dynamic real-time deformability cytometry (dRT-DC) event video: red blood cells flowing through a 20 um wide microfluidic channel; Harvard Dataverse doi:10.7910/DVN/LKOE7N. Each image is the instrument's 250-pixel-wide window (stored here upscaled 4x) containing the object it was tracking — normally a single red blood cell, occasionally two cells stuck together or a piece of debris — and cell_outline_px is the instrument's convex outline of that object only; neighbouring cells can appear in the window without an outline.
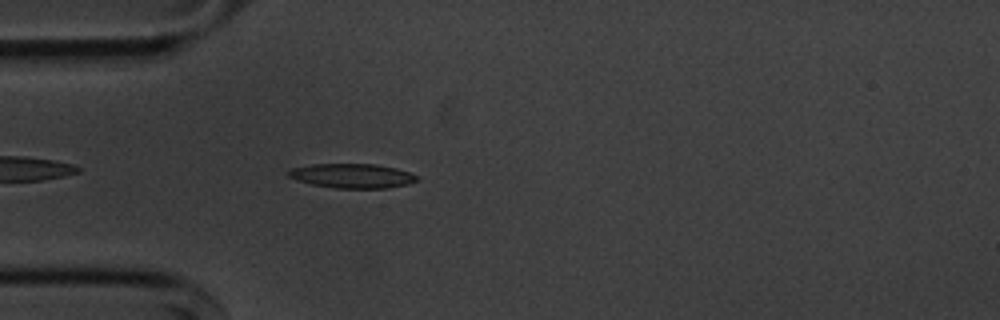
{"species": "common noctule bat (a hibernating species)", "species_latin": "Nyctalus noctula", "temperature_condition": "cold", "stored_images_in_passage": 42, "camera_frame_rate_fps": 3000, "um_per_image_px": 0.085, "animal": {"sex": "male", "body_mass_g": 20.1, "forearm_length_mm": 53.5}, "frame": {"image": 1, "passage_image": 3, "time_ms": 0.667, "image_size_px": [1000, 320], "cell_outline_px": [[416, 180], [408, 184], [388, 188], [336, 188], [312, 184], [296, 180], [288, 176], [288, 172], [292, 168], [312, 164], [376, 164], [396, 168], [408, 172], [416, 176]], "centroid_in_image_um": [29.91, 14.94], "position_along_channel_um": 55.1, "area_um2": 18.09}}
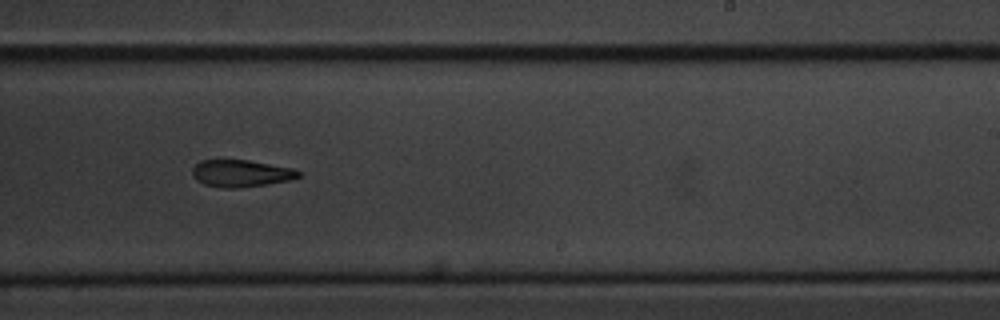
{"frame": {"image": 2, "passage_image": 21, "time_ms": 6.667, "image_size_px": [1000, 320], "cell_outline_px": [[300, 176], [288, 180], [268, 184], [236, 188], [224, 188], [204, 184], [196, 180], [192, 176], [192, 168], [200, 160], [248, 160], [292, 168], [300, 172]], "centroid_in_image_um": [20.44, 14.73], "position_along_channel_um": 268.6, "area_um2": 16.65}}
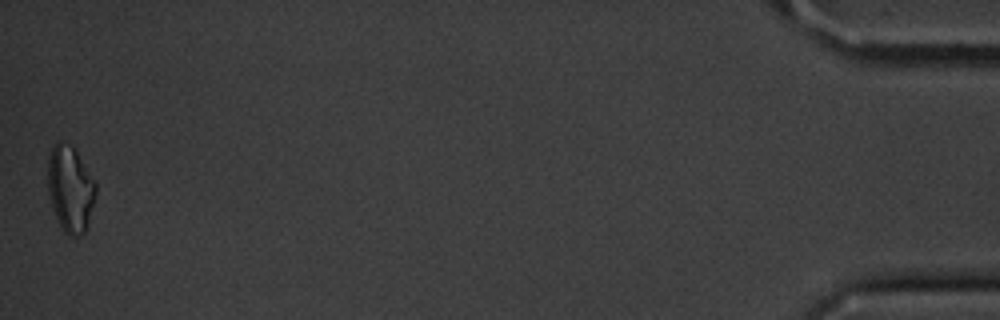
{"frame": {"image": 3, "passage_image": 42, "time_ms": 13.667, "image_size_px": [1000, 320], "cell_outline_px": [[96, 192], [88, 224], [84, 232], [80, 236], [68, 236], [64, 232], [52, 208], [48, 192], [48, 156], [52, 148], [60, 140], [72, 144], [76, 148], [96, 184]], "centroid_in_image_um": [5.97, 16.02], "position_along_channel_um": 429.2, "area_um2": 24.22}, "authors_computed_cell_mechanics": {"area_um2": 18.1492, "velocity_mm_per_s": 3.6372, "shape_relaxation_time_tau1_ms": 1.9468, "shape_relaxation_time_tau2_ms": null, "deformation_change_tau1": 0.1396, "deformation_change_tau2": null}}